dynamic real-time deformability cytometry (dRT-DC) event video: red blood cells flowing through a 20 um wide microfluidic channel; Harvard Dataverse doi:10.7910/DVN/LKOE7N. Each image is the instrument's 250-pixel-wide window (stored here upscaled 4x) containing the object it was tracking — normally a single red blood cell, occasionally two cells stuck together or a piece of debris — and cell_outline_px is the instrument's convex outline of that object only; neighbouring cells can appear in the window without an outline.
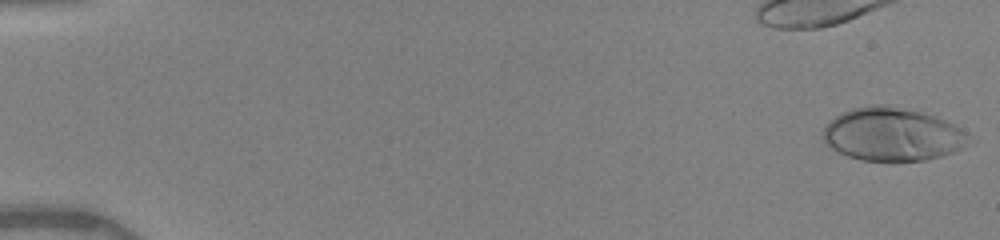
{"species": "human", "species_latin": "Homo sapiens", "temperature_condition": "warm", "stored_images_in_passage": 11, "camera_frame_rate_fps": 3000, "um_per_image_px": 0.085, "donor": {"sex": "female"}, "frame": {"image": 1, "passage_image": 1, "time_ms": 0.0, "image_size_px": [1000, 240], "cell_outline_px": [[968, 140], [960, 148], [952, 152], [940, 156], [924, 160], [860, 160], [848, 156], [832, 148], [824, 140], [824, 128], [836, 116], [852, 108], [880, 104], [924, 112], [944, 120], [960, 128], [968, 136]], "centroid_in_image_um": [75.84, 11.41], "position_along_channel_um": 9.2, "area_um2": 44.16}}